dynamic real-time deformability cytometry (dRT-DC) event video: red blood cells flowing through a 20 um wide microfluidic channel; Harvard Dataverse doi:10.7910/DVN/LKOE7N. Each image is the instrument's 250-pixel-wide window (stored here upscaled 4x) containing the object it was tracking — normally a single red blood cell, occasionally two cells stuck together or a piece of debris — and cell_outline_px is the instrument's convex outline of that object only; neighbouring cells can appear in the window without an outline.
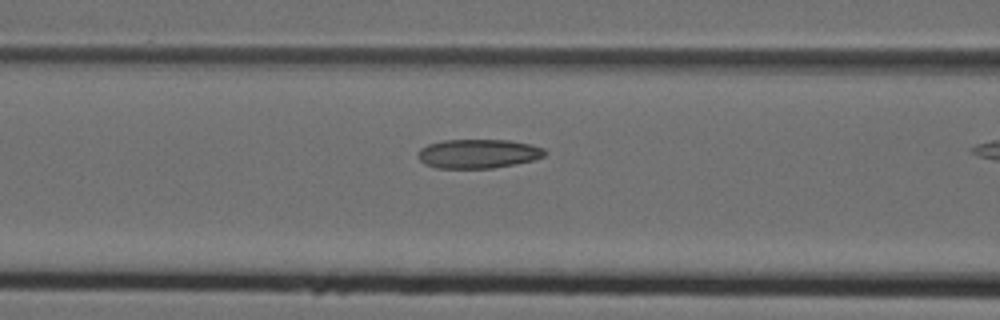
{"species": "Egyptian fruit bat (a non-hibernating species)", "species_latin": "Rousettus aegyptiacus", "temperature_condition": "cold", "stored_images_in_passage": 17, "camera_frame_rate_fps": 3000, "um_per_image_px": 0.085, "animal": {"sex": "female"}, "frame": {"image": 1, "passage_image": 15, "time_ms": 4.667, "image_size_px": [1000, 320], "cell_outline_px": [[548, 152], [544, 156], [532, 160], [516, 164], [492, 168], [436, 168], [424, 164], [416, 156], [416, 152], [420, 148], [428, 144], [444, 140], [508, 140], [532, 144], [544, 148]], "centroid_in_image_um": [40.63, 13.06], "position_along_channel_um": 126.0, "area_um2": 21.73}}